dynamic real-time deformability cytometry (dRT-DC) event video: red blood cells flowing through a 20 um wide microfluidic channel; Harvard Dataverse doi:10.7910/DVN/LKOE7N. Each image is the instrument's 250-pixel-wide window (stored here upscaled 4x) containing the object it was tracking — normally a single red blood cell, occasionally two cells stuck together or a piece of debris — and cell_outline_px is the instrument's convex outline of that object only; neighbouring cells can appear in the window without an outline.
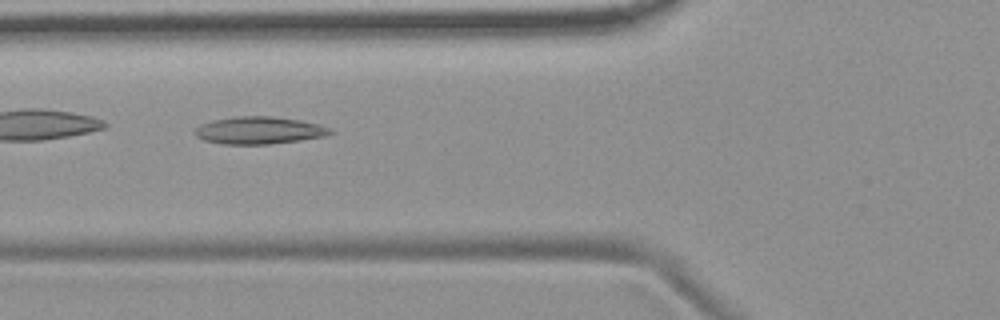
{"species": "common noctule bat (a hibernating species)", "species_latin": "Nyctalus noctula", "temperature_condition": "room temperature", "stored_images_in_passage": 8, "camera_frame_rate_fps": 3000, "um_per_image_px": 0.085, "animal": {"sex": "female", "body_mass_g": 19.9}, "frame": {"image": 1, "passage_image": 5, "time_ms": 4.667, "image_size_px": [1000, 320], "cell_outline_px": [[336, 132], [324, 136], [300, 140], [268, 144], [220, 144], [204, 140], [196, 136], [192, 132], [200, 124], [212, 120], [236, 116], [272, 116], [300, 120], [332, 128]], "centroid_in_image_um": [22.0, 11.08], "position_along_channel_um": 103.8, "area_um2": 21.68}}
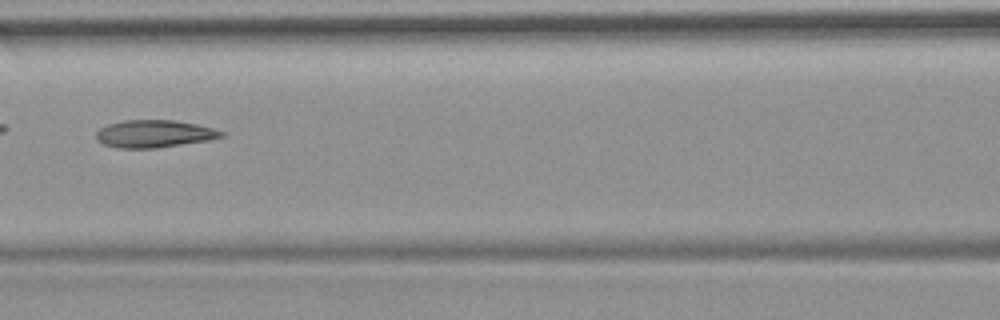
{"frame": {"image": 2, "passage_image": 6, "time_ms": 6.0, "image_size_px": [1000, 320], "cell_outline_px": [[224, 136], [208, 140], [156, 148], [116, 148], [104, 144], [96, 136], [96, 132], [100, 128], [108, 124], [124, 120], [172, 120], [196, 124], [212, 128], [224, 132]], "centroid_in_image_um": [13.1, 11.37], "position_along_channel_um": 153.5, "area_um2": 19.83}}
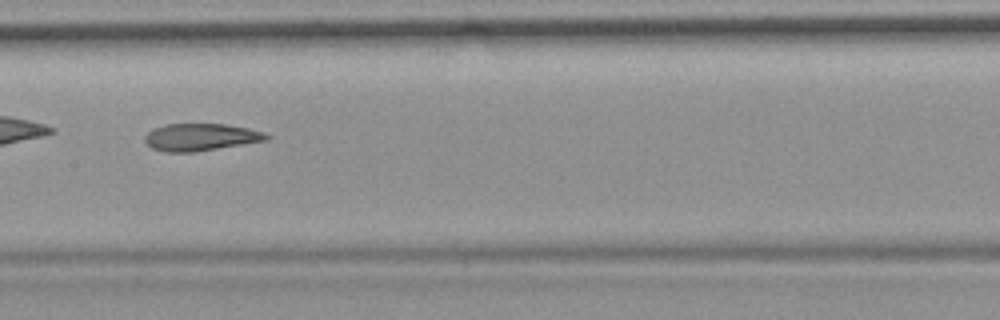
{"frame": {"image": 3, "passage_image": 7, "time_ms": 7.0, "image_size_px": [1000, 320], "cell_outline_px": [[272, 136], [268, 140], [196, 152], [164, 152], [152, 148], [144, 140], [144, 136], [152, 128], [164, 124], [224, 124], [248, 128], [264, 132]], "centroid_in_image_um": [17.06, 11.66], "position_along_channel_um": 190.3, "area_um2": 19.48}}